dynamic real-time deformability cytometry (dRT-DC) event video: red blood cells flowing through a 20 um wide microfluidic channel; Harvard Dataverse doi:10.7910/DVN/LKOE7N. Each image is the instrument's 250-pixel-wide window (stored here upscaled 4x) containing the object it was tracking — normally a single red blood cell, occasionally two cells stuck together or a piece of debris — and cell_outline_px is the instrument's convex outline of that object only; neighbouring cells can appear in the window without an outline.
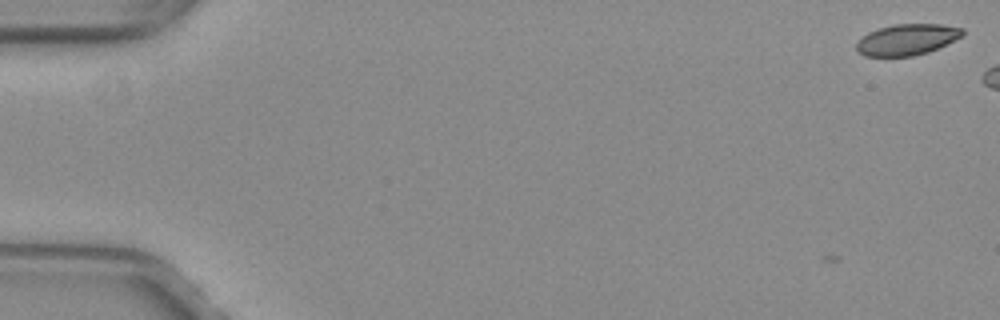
{"species": "common noctule bat (a hibernating species)", "species_latin": "Nyctalus noctula", "temperature_condition": "warm", "stored_images_in_passage": 6, "camera_frame_rate_fps": 3000, "um_per_image_px": 0.085, "animal": {"sex": "female", "body_mass_g": 29.2, "forearm_length_mm": 56.3}, "frame": {"image": 1, "passage_image": 1, "time_ms": 0.0, "image_size_px": [1000, 320], "cell_outline_px": [[964, 32], [960, 36], [928, 52], [912, 56], [864, 56], [856, 48], [856, 40], [868, 32], [892, 24], [940, 24], [964, 28]], "centroid_in_image_um": [77.04, 3.35], "position_along_channel_um": 8.0, "area_um2": 19.02}}